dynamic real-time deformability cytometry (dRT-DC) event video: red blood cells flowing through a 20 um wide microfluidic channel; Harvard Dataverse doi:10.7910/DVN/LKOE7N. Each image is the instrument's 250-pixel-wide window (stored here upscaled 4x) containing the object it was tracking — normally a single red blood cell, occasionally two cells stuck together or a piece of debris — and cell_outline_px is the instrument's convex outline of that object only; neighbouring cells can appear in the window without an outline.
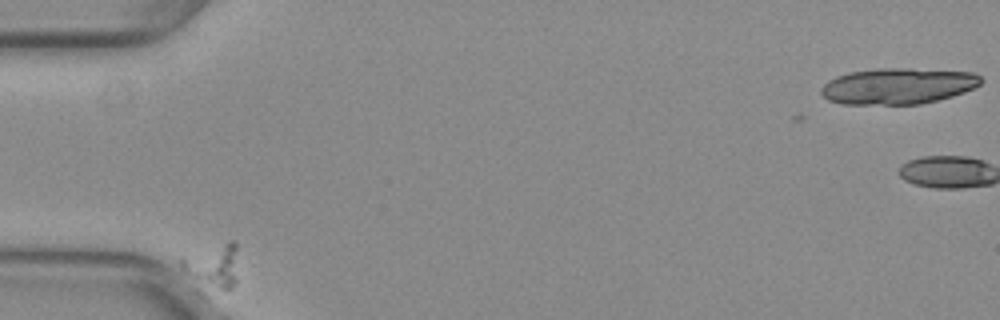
{"species": "common noctule bat (a hibernating species)", "species_latin": "Nyctalus noctula", "temperature_condition": "warm", "stored_images_in_passage": 39, "camera_frame_rate_fps": 3000, "um_per_image_px": 0.085, "animal": {"sex": "female", "body_mass_g": 29.2, "forearm_length_mm": 56.3}, "frame": {"image": 1, "passage_image": 1, "time_ms": 0.0, "image_size_px": [1000, 320], "cell_outline_px": [[236, 284], [228, 292], [192, 276], [184, 272], [176, 264], [176, 260], [180, 256], [228, 240], [236, 240]], "centroid_in_image_um": [18.07, 22.5], "position_along_channel_um": 66.9, "area_um2": 14.51}}
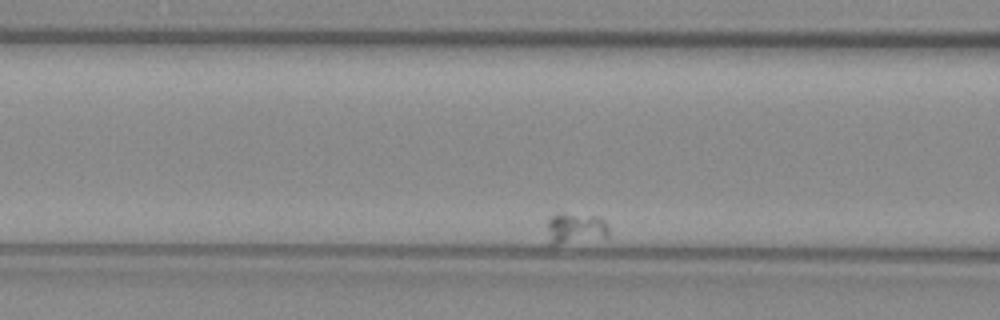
{"frame": {"image": 2, "passage_image": 8, "time_ms": 2.333, "image_size_px": [1000, 320], "cell_outline_px": [[608, 236], [556, 244], [552, 244], [548, 228], [548, 220], [552, 216], [560, 212], [600, 216], [608, 224]], "centroid_in_image_um": [48.96, 19.34], "position_along_channel_um": 117.6, "area_um2": 10.81}}